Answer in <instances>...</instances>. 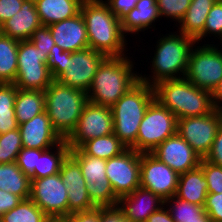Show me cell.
Wrapping results in <instances>:
<instances>
[{"instance_id": "obj_1", "label": "cell", "mask_w": 222, "mask_h": 222, "mask_svg": "<svg viewBox=\"0 0 222 222\" xmlns=\"http://www.w3.org/2000/svg\"><path fill=\"white\" fill-rule=\"evenodd\" d=\"M80 12L86 25L89 48L107 57L132 54L127 53L129 38L122 32L121 21L103 0H83Z\"/></svg>"}, {"instance_id": "obj_2", "label": "cell", "mask_w": 222, "mask_h": 222, "mask_svg": "<svg viewBox=\"0 0 222 222\" xmlns=\"http://www.w3.org/2000/svg\"><path fill=\"white\" fill-rule=\"evenodd\" d=\"M161 34L157 37L153 54L150 53L154 56H149L151 74H139V80L151 86L164 80L184 78L190 52L196 44L195 39L177 31Z\"/></svg>"}, {"instance_id": "obj_3", "label": "cell", "mask_w": 222, "mask_h": 222, "mask_svg": "<svg viewBox=\"0 0 222 222\" xmlns=\"http://www.w3.org/2000/svg\"><path fill=\"white\" fill-rule=\"evenodd\" d=\"M130 56L107 57L101 63L87 92L90 103L111 108L139 81L140 73Z\"/></svg>"}, {"instance_id": "obj_4", "label": "cell", "mask_w": 222, "mask_h": 222, "mask_svg": "<svg viewBox=\"0 0 222 222\" xmlns=\"http://www.w3.org/2000/svg\"><path fill=\"white\" fill-rule=\"evenodd\" d=\"M106 58L103 53L89 47L70 53L54 45L49 52L47 65L54 80L87 93L99 66Z\"/></svg>"}, {"instance_id": "obj_5", "label": "cell", "mask_w": 222, "mask_h": 222, "mask_svg": "<svg viewBox=\"0 0 222 222\" xmlns=\"http://www.w3.org/2000/svg\"><path fill=\"white\" fill-rule=\"evenodd\" d=\"M153 88L155 99L177 119L204 116L214 110L212 92L198 88L185 77L161 81Z\"/></svg>"}, {"instance_id": "obj_6", "label": "cell", "mask_w": 222, "mask_h": 222, "mask_svg": "<svg viewBox=\"0 0 222 222\" xmlns=\"http://www.w3.org/2000/svg\"><path fill=\"white\" fill-rule=\"evenodd\" d=\"M154 99L153 86L139 80L111 107L113 134L127 148L135 144L144 113Z\"/></svg>"}, {"instance_id": "obj_7", "label": "cell", "mask_w": 222, "mask_h": 222, "mask_svg": "<svg viewBox=\"0 0 222 222\" xmlns=\"http://www.w3.org/2000/svg\"><path fill=\"white\" fill-rule=\"evenodd\" d=\"M45 111L53 129L66 139L75 129L85 105L89 102L83 90L53 80L44 91Z\"/></svg>"}, {"instance_id": "obj_8", "label": "cell", "mask_w": 222, "mask_h": 222, "mask_svg": "<svg viewBox=\"0 0 222 222\" xmlns=\"http://www.w3.org/2000/svg\"><path fill=\"white\" fill-rule=\"evenodd\" d=\"M176 133L177 117L154 99L144 113L136 142L131 148L140 153H150Z\"/></svg>"}, {"instance_id": "obj_9", "label": "cell", "mask_w": 222, "mask_h": 222, "mask_svg": "<svg viewBox=\"0 0 222 222\" xmlns=\"http://www.w3.org/2000/svg\"><path fill=\"white\" fill-rule=\"evenodd\" d=\"M49 55L42 54L31 40L19 41L14 85L21 90L45 91L54 80L48 67Z\"/></svg>"}, {"instance_id": "obj_10", "label": "cell", "mask_w": 222, "mask_h": 222, "mask_svg": "<svg viewBox=\"0 0 222 222\" xmlns=\"http://www.w3.org/2000/svg\"><path fill=\"white\" fill-rule=\"evenodd\" d=\"M185 78L193 85L213 92L222 79V50L215 44H198L192 48Z\"/></svg>"}, {"instance_id": "obj_11", "label": "cell", "mask_w": 222, "mask_h": 222, "mask_svg": "<svg viewBox=\"0 0 222 222\" xmlns=\"http://www.w3.org/2000/svg\"><path fill=\"white\" fill-rule=\"evenodd\" d=\"M70 155L80 165L92 203L96 207L118 205L119 199L106 176V160L87 155L80 148L71 149Z\"/></svg>"}, {"instance_id": "obj_12", "label": "cell", "mask_w": 222, "mask_h": 222, "mask_svg": "<svg viewBox=\"0 0 222 222\" xmlns=\"http://www.w3.org/2000/svg\"><path fill=\"white\" fill-rule=\"evenodd\" d=\"M221 125V113L214 109L204 116L177 119V133L205 159Z\"/></svg>"}, {"instance_id": "obj_13", "label": "cell", "mask_w": 222, "mask_h": 222, "mask_svg": "<svg viewBox=\"0 0 222 222\" xmlns=\"http://www.w3.org/2000/svg\"><path fill=\"white\" fill-rule=\"evenodd\" d=\"M113 133V116L110 107L88 102L75 129L65 139L70 149L80 148L86 141Z\"/></svg>"}, {"instance_id": "obj_14", "label": "cell", "mask_w": 222, "mask_h": 222, "mask_svg": "<svg viewBox=\"0 0 222 222\" xmlns=\"http://www.w3.org/2000/svg\"><path fill=\"white\" fill-rule=\"evenodd\" d=\"M106 176L120 199L140 187V152L127 148L120 155L106 160Z\"/></svg>"}, {"instance_id": "obj_15", "label": "cell", "mask_w": 222, "mask_h": 222, "mask_svg": "<svg viewBox=\"0 0 222 222\" xmlns=\"http://www.w3.org/2000/svg\"><path fill=\"white\" fill-rule=\"evenodd\" d=\"M68 190L60 173L31 179L30 199L47 216H69Z\"/></svg>"}, {"instance_id": "obj_16", "label": "cell", "mask_w": 222, "mask_h": 222, "mask_svg": "<svg viewBox=\"0 0 222 222\" xmlns=\"http://www.w3.org/2000/svg\"><path fill=\"white\" fill-rule=\"evenodd\" d=\"M179 174L151 153H140V187L164 201L176 195Z\"/></svg>"}, {"instance_id": "obj_17", "label": "cell", "mask_w": 222, "mask_h": 222, "mask_svg": "<svg viewBox=\"0 0 222 222\" xmlns=\"http://www.w3.org/2000/svg\"><path fill=\"white\" fill-rule=\"evenodd\" d=\"M150 153L179 175L199 167L202 159L178 133L167 138Z\"/></svg>"}, {"instance_id": "obj_18", "label": "cell", "mask_w": 222, "mask_h": 222, "mask_svg": "<svg viewBox=\"0 0 222 222\" xmlns=\"http://www.w3.org/2000/svg\"><path fill=\"white\" fill-rule=\"evenodd\" d=\"M59 173L68 190L69 215L96 208L89 198L80 165L70 154L62 163Z\"/></svg>"}, {"instance_id": "obj_19", "label": "cell", "mask_w": 222, "mask_h": 222, "mask_svg": "<svg viewBox=\"0 0 222 222\" xmlns=\"http://www.w3.org/2000/svg\"><path fill=\"white\" fill-rule=\"evenodd\" d=\"M22 146L30 149H50L63 139L53 129L46 111L19 125Z\"/></svg>"}, {"instance_id": "obj_20", "label": "cell", "mask_w": 222, "mask_h": 222, "mask_svg": "<svg viewBox=\"0 0 222 222\" xmlns=\"http://www.w3.org/2000/svg\"><path fill=\"white\" fill-rule=\"evenodd\" d=\"M55 45L65 52H75L89 47L86 25L79 12L74 17L48 26Z\"/></svg>"}, {"instance_id": "obj_21", "label": "cell", "mask_w": 222, "mask_h": 222, "mask_svg": "<svg viewBox=\"0 0 222 222\" xmlns=\"http://www.w3.org/2000/svg\"><path fill=\"white\" fill-rule=\"evenodd\" d=\"M164 205V200L152 191L138 187L119 199L118 206L130 222H146L148 217Z\"/></svg>"}, {"instance_id": "obj_22", "label": "cell", "mask_w": 222, "mask_h": 222, "mask_svg": "<svg viewBox=\"0 0 222 222\" xmlns=\"http://www.w3.org/2000/svg\"><path fill=\"white\" fill-rule=\"evenodd\" d=\"M160 19L156 0H139L135 7L121 20L122 32L126 37L129 35L137 37L138 35L139 38L141 32L145 34L150 29L155 32L157 30L156 23L160 22Z\"/></svg>"}, {"instance_id": "obj_23", "label": "cell", "mask_w": 222, "mask_h": 222, "mask_svg": "<svg viewBox=\"0 0 222 222\" xmlns=\"http://www.w3.org/2000/svg\"><path fill=\"white\" fill-rule=\"evenodd\" d=\"M41 25L35 1L24 0L21 9L2 24L0 33L18 41L30 40Z\"/></svg>"}, {"instance_id": "obj_24", "label": "cell", "mask_w": 222, "mask_h": 222, "mask_svg": "<svg viewBox=\"0 0 222 222\" xmlns=\"http://www.w3.org/2000/svg\"><path fill=\"white\" fill-rule=\"evenodd\" d=\"M207 188V181L199 166L179 175L176 196L192 204L204 206L208 194Z\"/></svg>"}, {"instance_id": "obj_25", "label": "cell", "mask_w": 222, "mask_h": 222, "mask_svg": "<svg viewBox=\"0 0 222 222\" xmlns=\"http://www.w3.org/2000/svg\"><path fill=\"white\" fill-rule=\"evenodd\" d=\"M83 0H35L42 25L49 26L74 17L80 12Z\"/></svg>"}, {"instance_id": "obj_26", "label": "cell", "mask_w": 222, "mask_h": 222, "mask_svg": "<svg viewBox=\"0 0 222 222\" xmlns=\"http://www.w3.org/2000/svg\"><path fill=\"white\" fill-rule=\"evenodd\" d=\"M217 0H192L188 10L180 22L174 27L177 32L196 39L205 27L206 18Z\"/></svg>"}, {"instance_id": "obj_27", "label": "cell", "mask_w": 222, "mask_h": 222, "mask_svg": "<svg viewBox=\"0 0 222 222\" xmlns=\"http://www.w3.org/2000/svg\"><path fill=\"white\" fill-rule=\"evenodd\" d=\"M31 179L17 166L16 162L0 163V189L19 196L30 197Z\"/></svg>"}, {"instance_id": "obj_28", "label": "cell", "mask_w": 222, "mask_h": 222, "mask_svg": "<svg viewBox=\"0 0 222 222\" xmlns=\"http://www.w3.org/2000/svg\"><path fill=\"white\" fill-rule=\"evenodd\" d=\"M15 117L18 124L31 120L45 111V94L41 90H21L17 88Z\"/></svg>"}, {"instance_id": "obj_29", "label": "cell", "mask_w": 222, "mask_h": 222, "mask_svg": "<svg viewBox=\"0 0 222 222\" xmlns=\"http://www.w3.org/2000/svg\"><path fill=\"white\" fill-rule=\"evenodd\" d=\"M70 150L65 139L54 147L45 150L38 157L37 167H35V179L58 174L62 163L70 154Z\"/></svg>"}, {"instance_id": "obj_30", "label": "cell", "mask_w": 222, "mask_h": 222, "mask_svg": "<svg viewBox=\"0 0 222 222\" xmlns=\"http://www.w3.org/2000/svg\"><path fill=\"white\" fill-rule=\"evenodd\" d=\"M19 41L0 33V83H14Z\"/></svg>"}, {"instance_id": "obj_31", "label": "cell", "mask_w": 222, "mask_h": 222, "mask_svg": "<svg viewBox=\"0 0 222 222\" xmlns=\"http://www.w3.org/2000/svg\"><path fill=\"white\" fill-rule=\"evenodd\" d=\"M80 149L87 155L108 160L120 155L127 147L112 133L90 139Z\"/></svg>"}, {"instance_id": "obj_32", "label": "cell", "mask_w": 222, "mask_h": 222, "mask_svg": "<svg viewBox=\"0 0 222 222\" xmlns=\"http://www.w3.org/2000/svg\"><path fill=\"white\" fill-rule=\"evenodd\" d=\"M16 93L14 83H0V134L19 128L14 107Z\"/></svg>"}, {"instance_id": "obj_33", "label": "cell", "mask_w": 222, "mask_h": 222, "mask_svg": "<svg viewBox=\"0 0 222 222\" xmlns=\"http://www.w3.org/2000/svg\"><path fill=\"white\" fill-rule=\"evenodd\" d=\"M164 205L169 210L174 222H201V220H211L204 208L187 202L176 195L164 201Z\"/></svg>"}, {"instance_id": "obj_34", "label": "cell", "mask_w": 222, "mask_h": 222, "mask_svg": "<svg viewBox=\"0 0 222 222\" xmlns=\"http://www.w3.org/2000/svg\"><path fill=\"white\" fill-rule=\"evenodd\" d=\"M47 215L30 199L21 202L1 216L3 222H43Z\"/></svg>"}, {"instance_id": "obj_35", "label": "cell", "mask_w": 222, "mask_h": 222, "mask_svg": "<svg viewBox=\"0 0 222 222\" xmlns=\"http://www.w3.org/2000/svg\"><path fill=\"white\" fill-rule=\"evenodd\" d=\"M213 36L214 38L209 41L210 37ZM207 37V38H206ZM218 39H217V38ZM222 37V1L217 0L215 4L212 6L211 10L208 13L206 18L205 27L203 32L195 39L196 43L198 44H215L214 39L218 40ZM205 39L207 41H205ZM201 42V43H200Z\"/></svg>"}, {"instance_id": "obj_36", "label": "cell", "mask_w": 222, "mask_h": 222, "mask_svg": "<svg viewBox=\"0 0 222 222\" xmlns=\"http://www.w3.org/2000/svg\"><path fill=\"white\" fill-rule=\"evenodd\" d=\"M23 148L19 129L0 134V163L16 162Z\"/></svg>"}, {"instance_id": "obj_37", "label": "cell", "mask_w": 222, "mask_h": 222, "mask_svg": "<svg viewBox=\"0 0 222 222\" xmlns=\"http://www.w3.org/2000/svg\"><path fill=\"white\" fill-rule=\"evenodd\" d=\"M192 0H156L160 18L178 24L184 17Z\"/></svg>"}, {"instance_id": "obj_38", "label": "cell", "mask_w": 222, "mask_h": 222, "mask_svg": "<svg viewBox=\"0 0 222 222\" xmlns=\"http://www.w3.org/2000/svg\"><path fill=\"white\" fill-rule=\"evenodd\" d=\"M47 149H30L23 147L16 159L17 166L23 173L35 179V167H37L38 157Z\"/></svg>"}, {"instance_id": "obj_39", "label": "cell", "mask_w": 222, "mask_h": 222, "mask_svg": "<svg viewBox=\"0 0 222 222\" xmlns=\"http://www.w3.org/2000/svg\"><path fill=\"white\" fill-rule=\"evenodd\" d=\"M200 167L208 184V193H222V167L206 159H201Z\"/></svg>"}, {"instance_id": "obj_40", "label": "cell", "mask_w": 222, "mask_h": 222, "mask_svg": "<svg viewBox=\"0 0 222 222\" xmlns=\"http://www.w3.org/2000/svg\"><path fill=\"white\" fill-rule=\"evenodd\" d=\"M30 40L42 54H48L55 45L52 33L48 26L41 25L32 34Z\"/></svg>"}, {"instance_id": "obj_41", "label": "cell", "mask_w": 222, "mask_h": 222, "mask_svg": "<svg viewBox=\"0 0 222 222\" xmlns=\"http://www.w3.org/2000/svg\"><path fill=\"white\" fill-rule=\"evenodd\" d=\"M204 208L212 222H222V193H208Z\"/></svg>"}, {"instance_id": "obj_42", "label": "cell", "mask_w": 222, "mask_h": 222, "mask_svg": "<svg viewBox=\"0 0 222 222\" xmlns=\"http://www.w3.org/2000/svg\"><path fill=\"white\" fill-rule=\"evenodd\" d=\"M110 11L121 21L137 4L139 0H103Z\"/></svg>"}, {"instance_id": "obj_43", "label": "cell", "mask_w": 222, "mask_h": 222, "mask_svg": "<svg viewBox=\"0 0 222 222\" xmlns=\"http://www.w3.org/2000/svg\"><path fill=\"white\" fill-rule=\"evenodd\" d=\"M99 222H130L118 206L99 207Z\"/></svg>"}, {"instance_id": "obj_44", "label": "cell", "mask_w": 222, "mask_h": 222, "mask_svg": "<svg viewBox=\"0 0 222 222\" xmlns=\"http://www.w3.org/2000/svg\"><path fill=\"white\" fill-rule=\"evenodd\" d=\"M24 0H0V24L15 15L22 7Z\"/></svg>"}, {"instance_id": "obj_45", "label": "cell", "mask_w": 222, "mask_h": 222, "mask_svg": "<svg viewBox=\"0 0 222 222\" xmlns=\"http://www.w3.org/2000/svg\"><path fill=\"white\" fill-rule=\"evenodd\" d=\"M205 159L215 165L222 167V125L219 128L211 150Z\"/></svg>"}, {"instance_id": "obj_46", "label": "cell", "mask_w": 222, "mask_h": 222, "mask_svg": "<svg viewBox=\"0 0 222 222\" xmlns=\"http://www.w3.org/2000/svg\"><path fill=\"white\" fill-rule=\"evenodd\" d=\"M21 200L19 196L0 189V217L15 208Z\"/></svg>"}, {"instance_id": "obj_47", "label": "cell", "mask_w": 222, "mask_h": 222, "mask_svg": "<svg viewBox=\"0 0 222 222\" xmlns=\"http://www.w3.org/2000/svg\"><path fill=\"white\" fill-rule=\"evenodd\" d=\"M67 222H99V207L89 211L72 213L67 217Z\"/></svg>"}, {"instance_id": "obj_48", "label": "cell", "mask_w": 222, "mask_h": 222, "mask_svg": "<svg viewBox=\"0 0 222 222\" xmlns=\"http://www.w3.org/2000/svg\"><path fill=\"white\" fill-rule=\"evenodd\" d=\"M146 222H174L169 210L163 205L159 210L153 212Z\"/></svg>"}, {"instance_id": "obj_49", "label": "cell", "mask_w": 222, "mask_h": 222, "mask_svg": "<svg viewBox=\"0 0 222 222\" xmlns=\"http://www.w3.org/2000/svg\"><path fill=\"white\" fill-rule=\"evenodd\" d=\"M213 107L218 112L222 111V79L218 86L212 92Z\"/></svg>"}, {"instance_id": "obj_50", "label": "cell", "mask_w": 222, "mask_h": 222, "mask_svg": "<svg viewBox=\"0 0 222 222\" xmlns=\"http://www.w3.org/2000/svg\"><path fill=\"white\" fill-rule=\"evenodd\" d=\"M43 222H67V217L63 216H47Z\"/></svg>"}, {"instance_id": "obj_51", "label": "cell", "mask_w": 222, "mask_h": 222, "mask_svg": "<svg viewBox=\"0 0 222 222\" xmlns=\"http://www.w3.org/2000/svg\"><path fill=\"white\" fill-rule=\"evenodd\" d=\"M218 41H219V43H217L215 45L222 50V46H220V45H222V37Z\"/></svg>"}, {"instance_id": "obj_52", "label": "cell", "mask_w": 222, "mask_h": 222, "mask_svg": "<svg viewBox=\"0 0 222 222\" xmlns=\"http://www.w3.org/2000/svg\"><path fill=\"white\" fill-rule=\"evenodd\" d=\"M201 222H212L211 220H201Z\"/></svg>"}]
</instances>
